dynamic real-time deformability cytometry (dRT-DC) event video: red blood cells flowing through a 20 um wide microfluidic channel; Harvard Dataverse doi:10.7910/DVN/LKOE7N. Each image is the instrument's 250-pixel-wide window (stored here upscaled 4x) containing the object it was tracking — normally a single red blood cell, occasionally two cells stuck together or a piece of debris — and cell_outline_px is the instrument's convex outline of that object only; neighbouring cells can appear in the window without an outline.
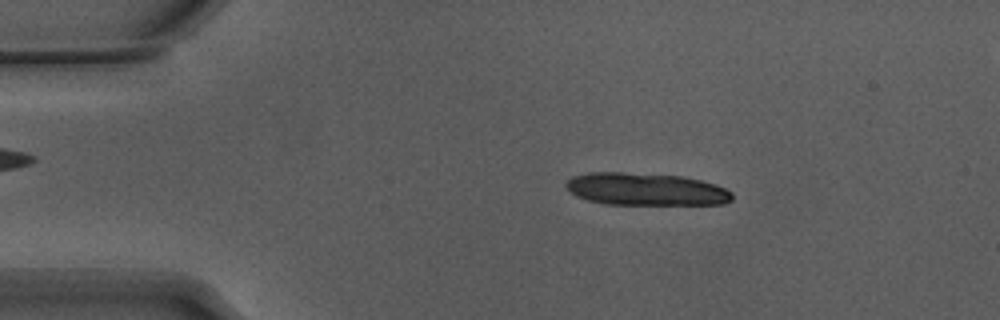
{"species": "Egyptian fruit bat (a non-hibernating species)", "species_latin": "Rousettus aegyptiacus", "temperature_condition": "warm", "stored_images_in_passage": 36, "segment_of_instrument_passage": [1, 2], "camera_frame_rate_fps": 3000, "um_per_image_px": 0.085, "animal": {"sex": "male"}, "frame": {"image": 1, "passage_image": 9, "time_ms": 2.667, "image_size_px": [1000, 320], "cell_outline_px": [[732, 200], [724, 204], [604, 204], [588, 200], [576, 196], [564, 184], [572, 176], [588, 172], [624, 172], [680, 176], [700, 180], [716, 184], [732, 192]], "centroid_in_image_um": [54.88, 16.08], "position_along_channel_um": 30.1, "area_um2": 31.39}}